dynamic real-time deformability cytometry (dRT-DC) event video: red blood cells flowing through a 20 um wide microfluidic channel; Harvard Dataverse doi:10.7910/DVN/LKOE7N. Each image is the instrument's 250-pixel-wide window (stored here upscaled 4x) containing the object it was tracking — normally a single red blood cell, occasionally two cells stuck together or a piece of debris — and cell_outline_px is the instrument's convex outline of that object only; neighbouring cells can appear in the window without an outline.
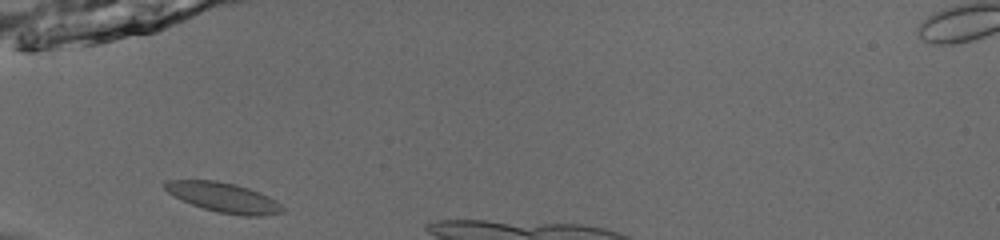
{"species": "common noctule bat (a hibernating species)", "species_latin": "Nyctalus noctula", "temperature_condition": "room temperature", "stored_images_in_passage": 11, "camera_frame_rate_fps": 3000, "um_per_image_px": 0.085, "animal": {"sex": "male", "body_mass_g": 13.0, "forearm_length_mm": 53.1}, "frame": {"image": 1, "passage_image": 1, "time_ms": 0.0, "image_size_px": [1000, 240], "cell_outline_px": [[284, 212], [264, 216], [240, 216], [220, 212], [204, 208], [192, 204], [168, 192], [160, 184], [168, 180], [216, 180], [236, 184], [260, 192], [276, 200], [284, 208]], "centroid_in_image_um": [19.04, 16.78], "position_along_channel_um": 66.0, "area_um2": 20.35}}
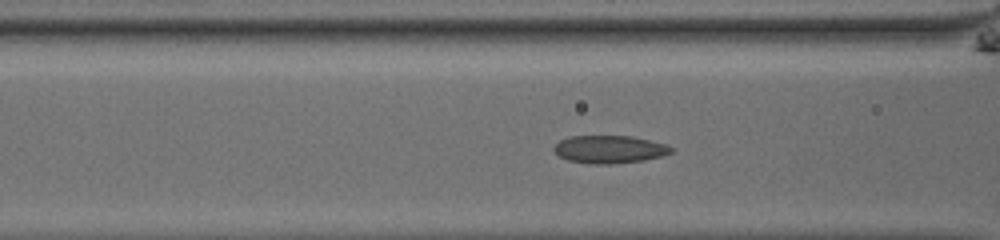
{"frame": {"image": 2, "passage_image": 5, "time_ms": 1.333, "image_size_px": [1000, 240], "cell_outline_px": [[676, 148], [672, 152], [660, 156], [644, 160], [612, 164], [588, 164], [568, 160], [560, 156], [552, 148], [560, 140], [568, 136], [632, 136], [668, 144]], "centroid_in_image_um": [51.83, 12.69], "position_along_channel_um": 114.8, "area_um2": 19.13}}
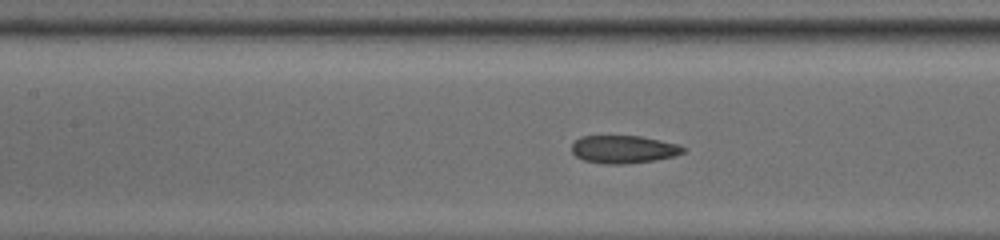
{"frame": {"image": 3, "passage_image": 8, "time_ms": 2.333, "image_size_px": [1000, 240], "cell_outline_px": [[688, 148], [684, 152], [676, 156], [656, 160], [624, 164], [604, 164], [584, 160], [576, 156], [572, 152], [572, 144], [580, 136], [640, 136], [680, 144]], "centroid_in_image_um": [53.05, 12.69], "position_along_channel_um": 154.3, "area_um2": 18.26}}